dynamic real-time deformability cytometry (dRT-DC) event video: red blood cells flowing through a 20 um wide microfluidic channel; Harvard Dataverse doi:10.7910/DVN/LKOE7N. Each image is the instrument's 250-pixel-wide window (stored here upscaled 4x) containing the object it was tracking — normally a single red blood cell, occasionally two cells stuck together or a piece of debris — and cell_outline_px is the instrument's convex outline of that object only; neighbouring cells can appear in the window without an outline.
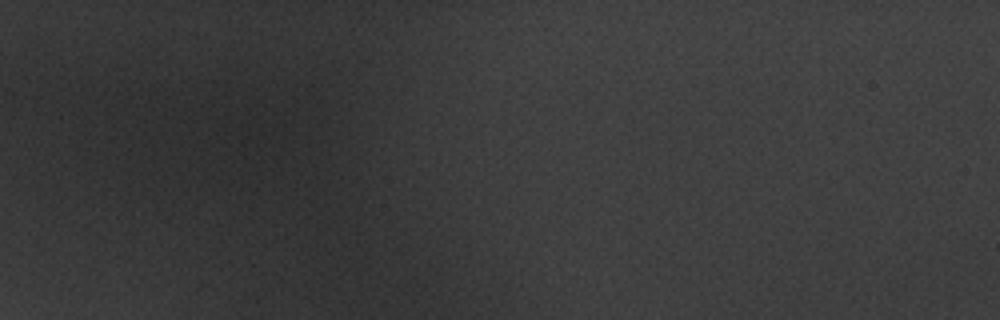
{"species": "common noctule bat (a hibernating species)", "species_latin": "Nyctalus noctula", "temperature_condition": "warm", "stored_images_in_passage": 2, "camera_frame_rate_fps": 3000, "um_per_image_px": 0.085, "animal": {"sex": "male", "body_mass_g": 20.1, "forearm_length_mm": 53.5}, "frame": {"image": 1, "passage_image": 1, "time_ms": 0.0, "image_size_px": [1000, 320], "cell_outline_px": [[316, 124], [308, 152], [300, 164], [264, 160], [248, 156], [240, 144], [236, 128], [240, 124], [252, 116], [316, 116]], "centroid_in_image_um": [23.57, 11.69], "position_along_channel_um": 61.4, "area_um2": 22.43}}